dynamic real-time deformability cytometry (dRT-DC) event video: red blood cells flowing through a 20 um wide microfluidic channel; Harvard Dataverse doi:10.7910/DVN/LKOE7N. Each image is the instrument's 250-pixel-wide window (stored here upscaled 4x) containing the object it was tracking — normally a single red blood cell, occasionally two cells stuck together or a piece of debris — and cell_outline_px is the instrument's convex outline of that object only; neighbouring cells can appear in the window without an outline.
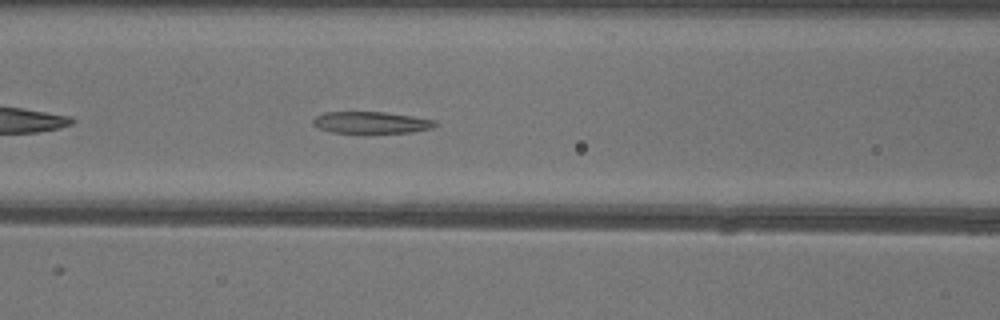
{"species": "common noctule bat (a hibernating species)", "species_latin": "Nyctalus noctula", "temperature_condition": "warm", "stored_images_in_passage": 38, "camera_frame_rate_fps": 3000, "um_per_image_px": 0.085, "animal": {"sex": "female"}, "frame": {"image": 1, "passage_image": 8, "time_ms": 2.333, "image_size_px": [1000, 320], "cell_outline_px": [[440, 124], [432, 128], [412, 132], [364, 136], [332, 132], [320, 128], [312, 124], [312, 120], [316, 116], [324, 112], [384, 112], [412, 116], [436, 120]], "centroid_in_image_um": [31.57, 10.47], "position_along_channel_um": 135.0, "area_um2": 16.47}}
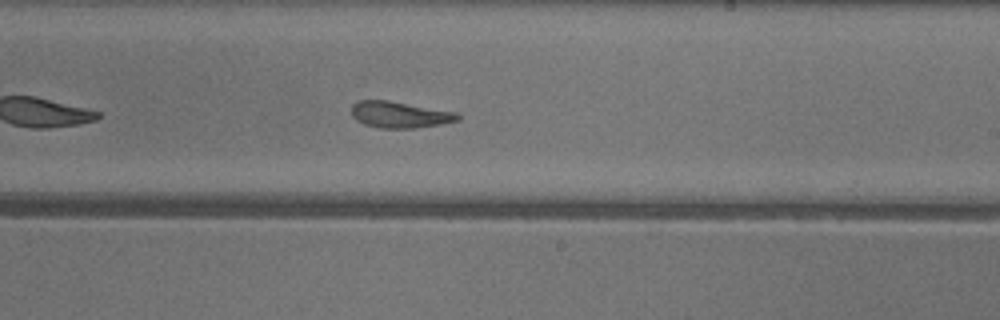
{"frame": {"image": 2, "passage_image": 17, "time_ms": 5.333, "image_size_px": [1000, 320], "cell_outline_px": [[460, 120], [440, 124], [416, 128], [380, 128], [364, 124], [356, 120], [352, 116], [352, 104], [356, 100], [388, 100], [456, 112], [460, 116]], "centroid_in_image_um": [33.95, 9.74], "position_along_channel_um": 255.0, "area_um2": 16.36}}
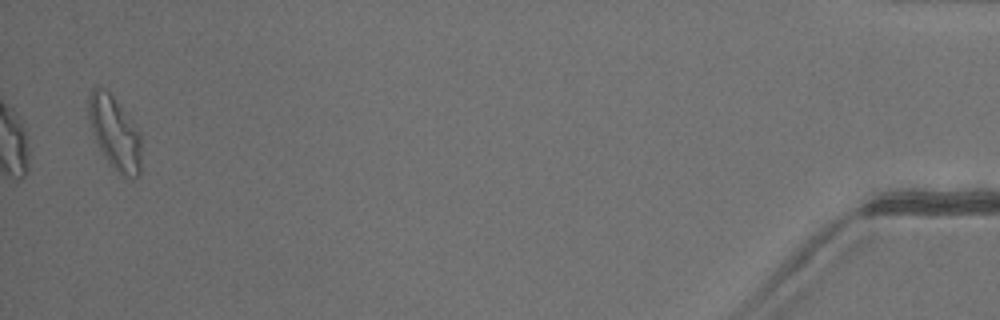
{"frame": {"image": 3, "passage_image": 37, "time_ms": 12.0, "image_size_px": [1000, 320], "cell_outline_px": [[140, 176], [132, 180], [124, 176], [108, 160], [100, 148], [96, 140], [88, 116], [88, 96], [92, 88], [96, 84], [104, 88], [112, 96], [140, 128]], "centroid_in_image_um": [9.78, 11.24], "position_along_channel_um": 425.4, "area_um2": 22.37}, "authors_computed_cell_mechanics": {"area_um2": 17.3689, "velocity_mm_per_s": 4.0122, "shape_relaxation_time_tau1_ms": 11.2643, "shape_relaxation_time_tau2_ms": 2.3167, "deformation_change_tau1": 0.307, "deformation_change_tau2": 0.1194}}